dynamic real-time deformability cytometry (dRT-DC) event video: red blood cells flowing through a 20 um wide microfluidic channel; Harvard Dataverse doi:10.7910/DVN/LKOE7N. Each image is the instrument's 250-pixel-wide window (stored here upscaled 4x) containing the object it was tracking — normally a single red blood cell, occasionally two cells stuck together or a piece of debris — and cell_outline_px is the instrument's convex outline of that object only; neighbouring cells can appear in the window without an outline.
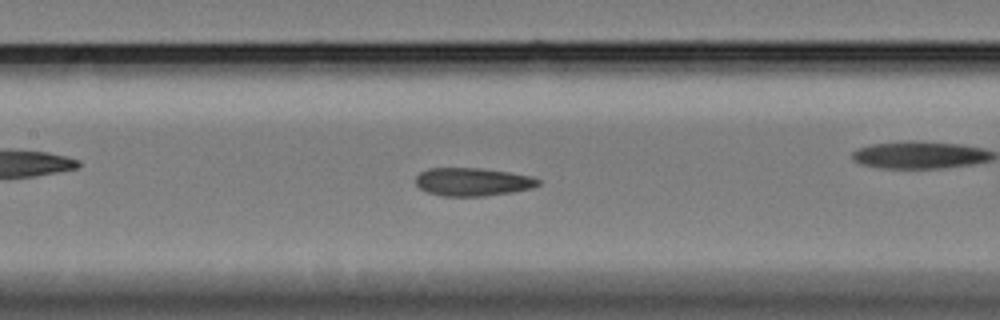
{"species": "Egyptian fruit bat (a non-hibernating species)", "species_latin": "Rousettus aegyptiacus", "temperature_condition": "cold", "stored_images_in_passage": 40, "camera_frame_rate_fps": 3000, "um_per_image_px": 0.085, "animal": {"sex": "female"}, "frame": {"image": 1, "passage_image": 7, "time_ms": 2.0, "image_size_px": [1000, 320], "cell_outline_px": [[540, 184], [532, 188], [512, 192], [484, 196], [440, 196], [428, 192], [420, 188], [416, 184], [416, 176], [420, 172], [428, 168], [480, 168], [508, 172], [532, 176], [540, 180]], "centroid_in_image_um": [40.17, 15.46], "position_along_channel_um": 167.2, "area_um2": 20.11}}
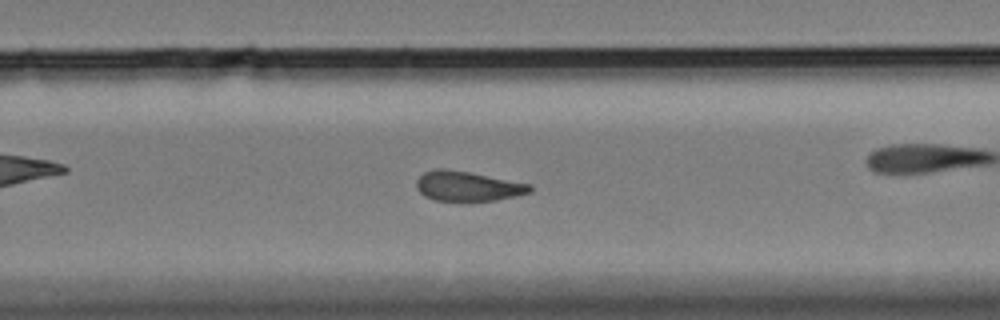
{"frame": {"image": 2, "passage_image": 18, "time_ms": 5.667, "image_size_px": [1000, 320], "cell_outline_px": [[532, 192], [516, 196], [496, 200], [472, 204], [464, 204], [436, 200], [424, 196], [416, 188], [416, 180], [424, 172], [440, 168], [444, 168], [468, 172], [532, 184]], "centroid_in_image_um": [39.76, 15.88], "position_along_channel_um": 290.0, "area_um2": 20.52}}
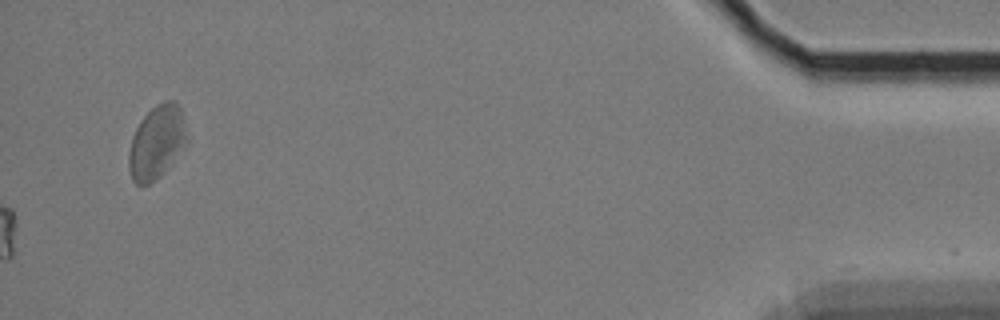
{"frame": {"image": 3, "passage_image": 40, "time_ms": 13.0, "image_size_px": [1000, 320], "cell_outline_px": [[184, 140], [164, 172], [160, 176], [148, 184], [136, 184], [132, 180], [128, 168], [128, 152], [132, 136], [140, 120], [156, 104], [164, 100], [176, 100], [180, 108], [184, 136]], "centroid_in_image_um": [13.21, 12.08], "position_along_channel_um": 422.0, "area_um2": 23.81}, "authors_computed_cell_mechanics": {"area_um2": 20.23, "velocity_mm_per_s": 3.3548, "shape_relaxation_time_tau1_ms": null, "shape_relaxation_time_tau2_ms": 3.7804, "deformation_change_tau1": null, "deformation_change_tau2": 0.0763}}